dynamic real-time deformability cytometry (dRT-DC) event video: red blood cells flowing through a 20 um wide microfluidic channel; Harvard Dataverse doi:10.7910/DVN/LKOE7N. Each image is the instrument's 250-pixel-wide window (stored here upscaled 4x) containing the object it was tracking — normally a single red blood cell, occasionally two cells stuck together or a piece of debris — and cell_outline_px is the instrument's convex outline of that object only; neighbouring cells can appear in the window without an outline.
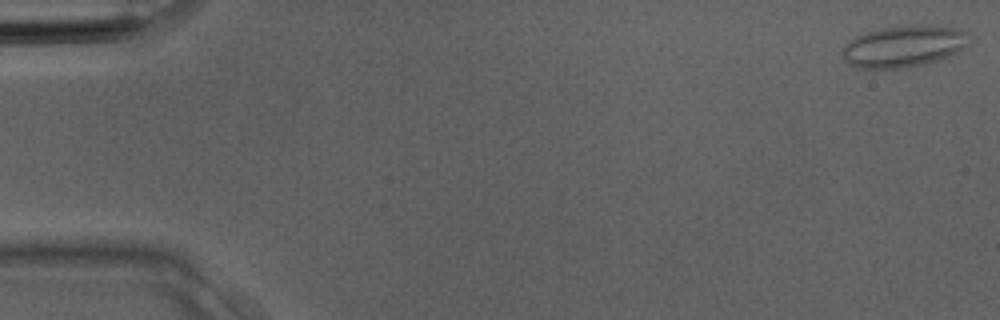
{"species": "Egyptian fruit bat (a non-hibernating species)", "species_latin": "Rousettus aegyptiacus", "temperature_condition": "room temperature", "stored_images_in_passage": 4, "camera_frame_rate_fps": 3000, "um_per_image_px": 0.085, "animal": {"sex": "male"}, "frame": {"image": 1, "passage_image": 1, "time_ms": 0.0, "image_size_px": [1000, 320], "cell_outline_px": [[968, 44], [956, 52], [948, 56], [924, 64], [900, 68], [860, 68], [848, 64], [844, 60], [840, 52], [844, 44], [856, 36], [880, 28], [920, 24], [956, 28], [964, 32]], "centroid_in_image_um": [76.73, 3.94], "position_along_channel_um": 8.3, "area_um2": 30.4}}